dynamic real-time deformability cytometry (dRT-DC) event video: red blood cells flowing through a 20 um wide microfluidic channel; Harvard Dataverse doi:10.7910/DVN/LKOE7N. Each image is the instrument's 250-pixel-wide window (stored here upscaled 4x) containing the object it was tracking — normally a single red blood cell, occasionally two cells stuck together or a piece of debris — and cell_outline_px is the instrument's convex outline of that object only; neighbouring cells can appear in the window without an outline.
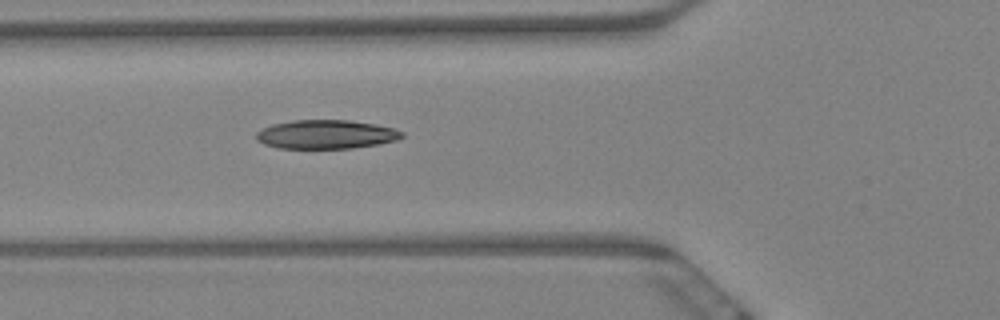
{"species": "Egyptian fruit bat (a non-hibernating species)", "species_latin": "Rousettus aegyptiacus", "temperature_condition": "warm", "stored_images_in_passage": 6, "camera_frame_rate_fps": 3000, "um_per_image_px": 0.085, "animal": {"sex": "female"}, "frame": {"image": 1, "passage_image": 6, "time_ms": 1.667, "image_size_px": [1000, 320], "cell_outline_px": [[404, 136], [396, 140], [376, 144], [352, 148], [276, 148], [264, 144], [256, 140], [256, 132], [272, 124], [292, 120], [348, 120], [376, 124], [396, 128], [404, 132]], "centroid_in_image_um": [27.72, 11.42], "position_along_channel_um": 98.1, "area_um2": 24.57}}